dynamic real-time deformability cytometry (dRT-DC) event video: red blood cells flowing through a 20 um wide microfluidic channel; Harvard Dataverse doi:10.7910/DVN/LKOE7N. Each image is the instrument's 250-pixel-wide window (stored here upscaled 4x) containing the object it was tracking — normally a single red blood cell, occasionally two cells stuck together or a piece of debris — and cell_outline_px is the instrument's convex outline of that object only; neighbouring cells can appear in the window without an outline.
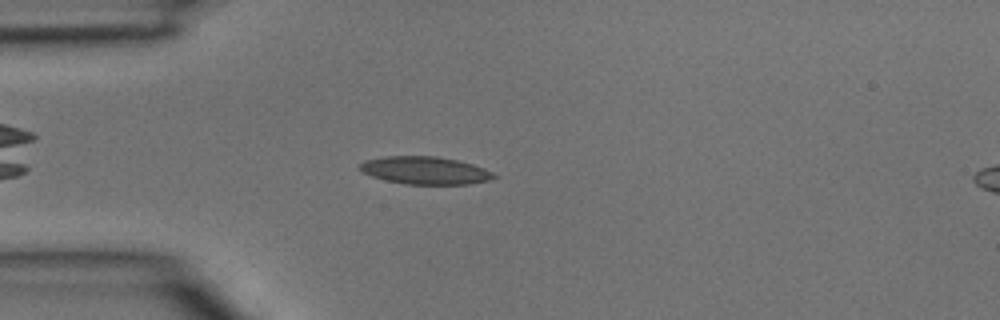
{"species": "common noctule bat (a hibernating species)", "species_latin": "Nyctalus noctula", "temperature_condition": "room temperature", "stored_images_in_passage": 2, "camera_frame_rate_fps": 3000, "um_per_image_px": 0.085, "animal": {"sex": "male", "body_mass_g": 15.6}, "frame": {"image": 1, "passage_image": 2, "time_ms": 0.333, "image_size_px": [1000, 320], "cell_outline_px": [[500, 176], [488, 180], [468, 184], [404, 184], [384, 180], [372, 176], [356, 168], [356, 164], [364, 160], [384, 156], [436, 156], [456, 160], [472, 164], [484, 168]], "centroid_in_image_um": [36.08, 14.48], "position_along_channel_um": 48.9, "area_um2": 21.79}}